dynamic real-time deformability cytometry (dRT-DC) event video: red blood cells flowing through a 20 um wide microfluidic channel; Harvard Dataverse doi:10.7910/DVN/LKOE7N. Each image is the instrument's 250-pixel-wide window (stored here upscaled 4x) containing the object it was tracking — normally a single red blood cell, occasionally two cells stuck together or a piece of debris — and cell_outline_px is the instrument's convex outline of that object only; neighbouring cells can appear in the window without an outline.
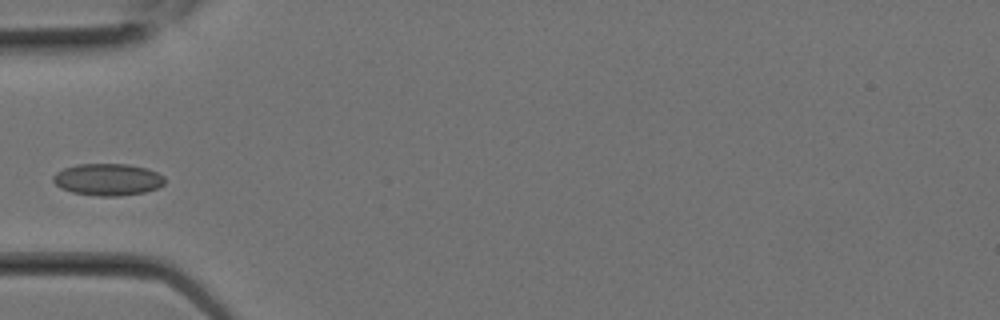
{"species": "Egyptian fruit bat (a non-hibernating species)", "species_latin": "Rousettus aegyptiacus", "temperature_condition": "room temperature", "stored_images_in_passage": 1, "camera_frame_rate_fps": 3000, "um_per_image_px": 0.085, "animal": {"sex": "female"}, "frame": {"image": 1, "passage_image": 1, "time_ms": 0.0, "image_size_px": [1000, 320], "cell_outline_px": [[164, 184], [156, 188], [144, 192], [116, 196], [100, 196], [72, 192], [60, 188], [52, 180], [52, 176], [56, 172], [64, 168], [76, 164], [128, 164], [148, 168], [164, 176]], "centroid_in_image_um": [9.14, 15.25], "position_along_channel_um": 75.9, "area_um2": 20.75}}